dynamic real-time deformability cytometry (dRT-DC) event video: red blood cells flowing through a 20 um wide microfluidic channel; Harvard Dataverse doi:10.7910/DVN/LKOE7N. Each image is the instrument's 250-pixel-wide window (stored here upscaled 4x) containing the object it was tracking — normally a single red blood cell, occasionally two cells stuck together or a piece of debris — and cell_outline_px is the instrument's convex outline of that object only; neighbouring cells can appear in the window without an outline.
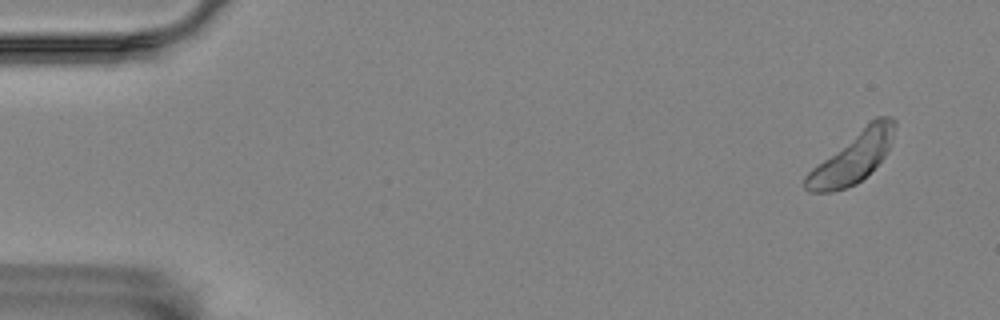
{"species": "Egyptian fruit bat (a non-hibernating species)", "species_latin": "Rousettus aegyptiacus", "temperature_condition": "room temperature", "stored_images_in_passage": 55, "camera_frame_rate_fps": 3000, "um_per_image_px": 0.085, "animal": {"sex": "female"}, "frame": {"image": 1, "passage_image": 4, "time_ms": 1.0, "image_size_px": [1000, 320], "cell_outline_px": [[896, 124], [892, 140], [884, 156], [856, 184], [832, 192], [808, 192], [804, 188], [804, 176], [812, 168], [876, 116], [892, 116], [896, 120]], "centroid_in_image_um": [72.46, 13.38], "position_along_channel_um": 12.5, "area_um2": 25.72}}
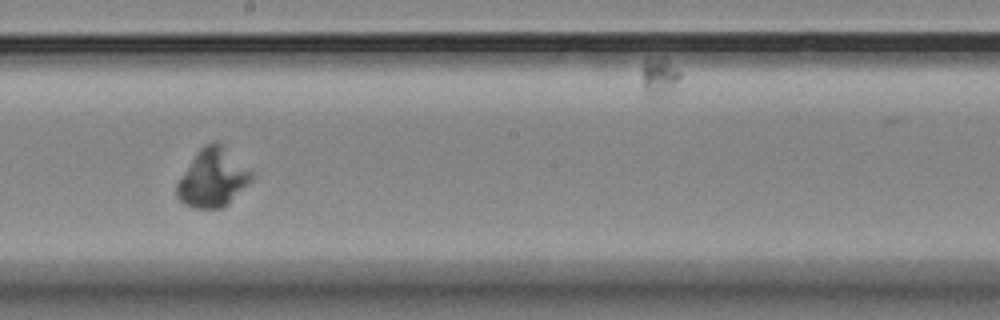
{"frame": {"image": 2, "passage_image": 30, "time_ms": 9.667, "image_size_px": [1000, 320], "cell_outline_px": [[252, 180], [228, 204], [220, 208], [192, 208], [184, 204], [176, 196], [176, 184], [196, 152], [204, 144], [216, 140], [220, 140], [252, 172]], "centroid_in_image_um": [18.07, 15.09], "position_along_channel_um": 230.1, "area_um2": 25.49}}
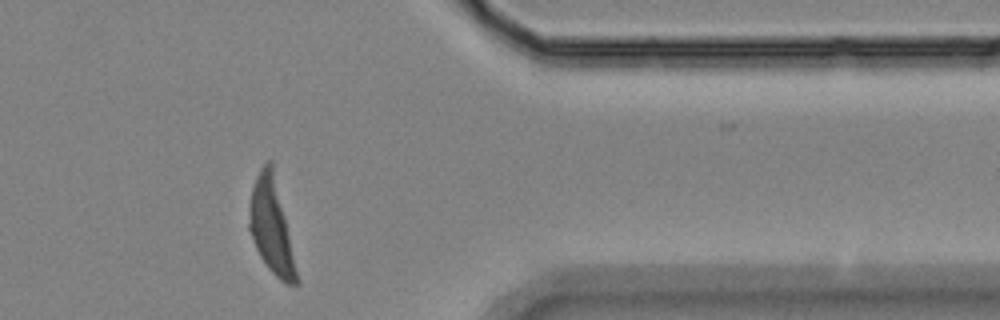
{"frame": {"image": 3, "passage_image": 46, "time_ms": 15.0, "image_size_px": [1000, 320], "cell_outline_px": [[300, 284], [288, 284], [280, 280], [268, 268], [260, 256], [256, 248], [248, 228], [248, 208], [252, 188], [256, 176], [260, 168], [268, 160], [272, 160], [300, 280]], "centroid_in_image_um": [23.07, 19.24], "position_along_channel_um": 388.3, "area_um2": 26.3}}